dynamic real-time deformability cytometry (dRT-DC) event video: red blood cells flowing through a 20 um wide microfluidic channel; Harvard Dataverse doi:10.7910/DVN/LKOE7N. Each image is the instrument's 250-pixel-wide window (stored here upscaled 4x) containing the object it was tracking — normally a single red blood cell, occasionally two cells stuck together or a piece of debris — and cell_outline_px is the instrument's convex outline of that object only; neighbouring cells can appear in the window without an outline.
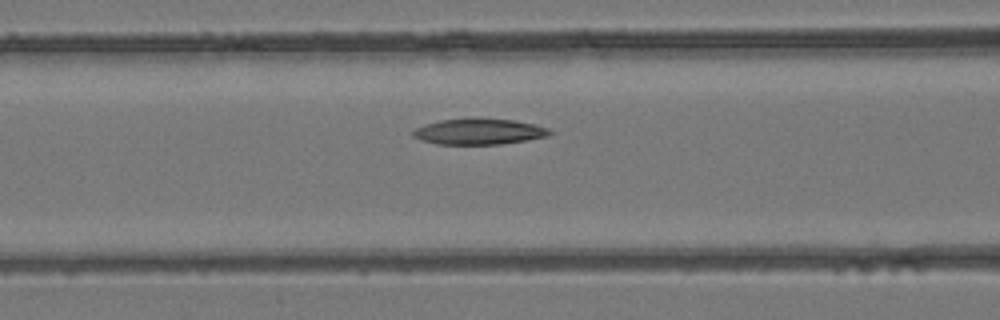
{"species": "common noctule bat (a hibernating species)", "species_latin": "Nyctalus noctula", "temperature_condition": "room temperature", "stored_images_in_passage": 4, "segment_of_instrument_passage": [1, 2], "camera_frame_rate_fps": 3000, "um_per_image_px": 0.085, "animal": {"sex": "female", "body_mass_g": 24.6, "forearm_length_mm": 56.2}, "frame": {"image": 1, "passage_image": 3, "time_ms": 0.667, "image_size_px": [1000, 320], "cell_outline_px": [[556, 132], [548, 136], [528, 140], [500, 144], [436, 144], [420, 140], [412, 136], [412, 132], [416, 128], [424, 124], [440, 120], [476, 116], [516, 120], [536, 124], [548, 128]], "centroid_in_image_um": [40.75, 11.15], "position_along_channel_um": 125.9, "area_um2": 21.39}}